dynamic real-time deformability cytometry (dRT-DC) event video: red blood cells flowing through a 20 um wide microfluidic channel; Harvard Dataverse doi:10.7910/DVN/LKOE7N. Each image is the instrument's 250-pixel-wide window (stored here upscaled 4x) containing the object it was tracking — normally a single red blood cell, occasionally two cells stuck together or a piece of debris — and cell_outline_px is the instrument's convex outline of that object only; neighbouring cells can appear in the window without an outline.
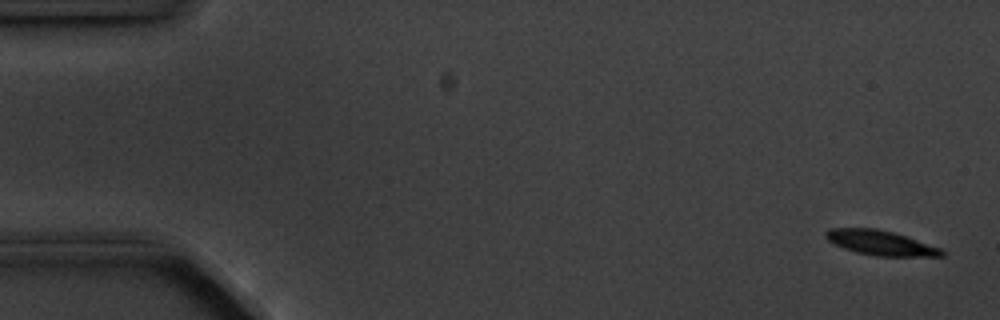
{"species": "common noctule bat (a hibernating species)", "species_latin": "Nyctalus noctula", "temperature_condition": "cold", "stored_images_in_passage": 5, "camera_frame_rate_fps": 3000, "um_per_image_px": 0.085, "animal": {"sex": "male", "body_mass_g": 20.1, "forearm_length_mm": 53.5}, "frame": {"image": 1, "passage_image": 1, "time_ms": 0.0, "image_size_px": [1000, 320], "cell_outline_px": [[944, 256], [876, 256], [856, 252], [844, 248], [828, 240], [824, 236], [824, 232], [828, 228], [876, 228], [892, 232], [940, 248], [944, 252]], "centroid_in_image_um": [74.79, 20.63], "position_along_channel_um": 10.2, "area_um2": 16.47}}